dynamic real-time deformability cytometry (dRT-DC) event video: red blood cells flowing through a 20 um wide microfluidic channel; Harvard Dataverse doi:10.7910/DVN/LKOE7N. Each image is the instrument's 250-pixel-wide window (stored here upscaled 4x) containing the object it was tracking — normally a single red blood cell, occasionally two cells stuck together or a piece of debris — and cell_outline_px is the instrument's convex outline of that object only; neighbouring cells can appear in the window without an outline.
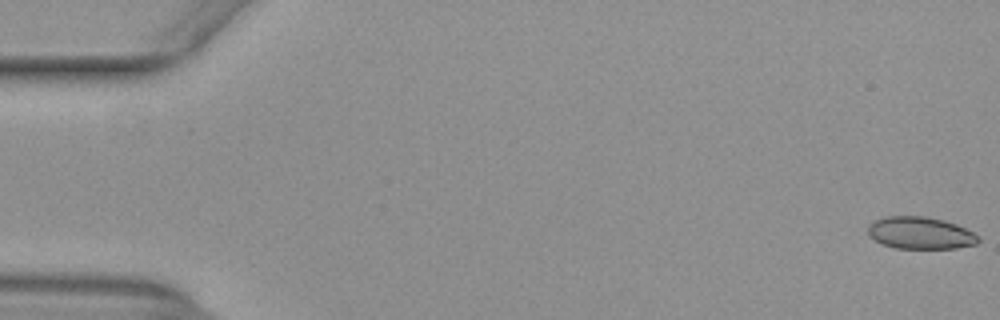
{"species": "common noctule bat (a hibernating species)", "species_latin": "Nyctalus noctula", "temperature_condition": "warm", "stored_images_in_passage": 50, "camera_frame_rate_fps": 3000, "um_per_image_px": 0.085, "animal": {"sex": "female", "body_mass_g": 29.2, "forearm_length_mm": 56.3}, "frame": {"image": 1, "passage_image": 1, "time_ms": 0.0, "image_size_px": [1000, 320], "cell_outline_px": [[980, 240], [976, 244], [956, 248], [896, 248], [880, 244], [868, 236], [868, 224], [876, 220], [888, 216], [924, 216], [944, 220], [956, 224], [980, 236]], "centroid_in_image_um": [78.21, 19.81], "position_along_channel_um": 6.8, "area_um2": 20.75}}
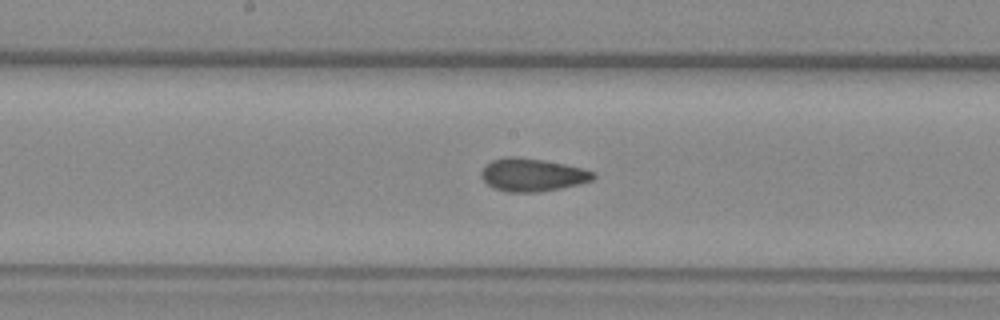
{"frame": {"image": 2, "passage_image": 28, "time_ms": 9.0, "image_size_px": [1000, 320], "cell_outline_px": [[596, 176], [592, 180], [580, 184], [540, 192], [508, 192], [496, 188], [488, 184], [480, 176], [480, 172], [484, 164], [492, 160], [508, 156], [516, 156], [544, 160], [564, 164], [596, 172]], "centroid_in_image_um": [45.23, 14.85], "position_along_channel_um": 203.0, "area_um2": 21.56}}
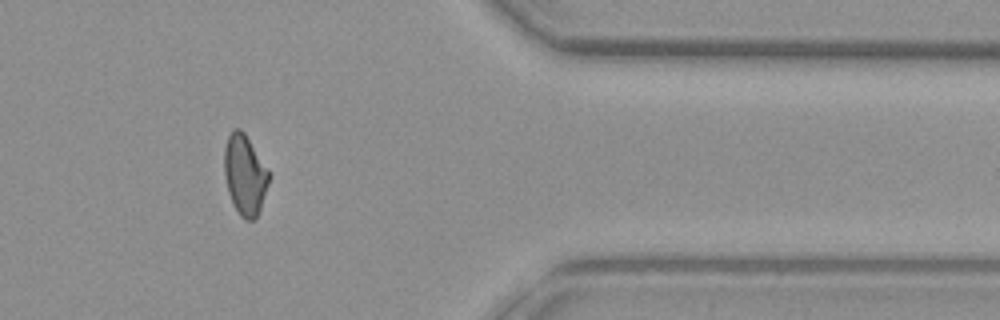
{"frame": {"image": 3, "passage_image": 44, "time_ms": 14.333, "image_size_px": [1000, 320], "cell_outline_px": [[268, 184], [260, 208], [256, 216], [252, 220], [244, 220], [240, 216], [228, 192], [224, 176], [224, 148], [228, 136], [236, 128], [240, 128], [244, 132], [268, 168]], "centroid_in_image_um": [20.79, 14.84], "position_along_channel_um": 390.6, "area_um2": 20.58}}